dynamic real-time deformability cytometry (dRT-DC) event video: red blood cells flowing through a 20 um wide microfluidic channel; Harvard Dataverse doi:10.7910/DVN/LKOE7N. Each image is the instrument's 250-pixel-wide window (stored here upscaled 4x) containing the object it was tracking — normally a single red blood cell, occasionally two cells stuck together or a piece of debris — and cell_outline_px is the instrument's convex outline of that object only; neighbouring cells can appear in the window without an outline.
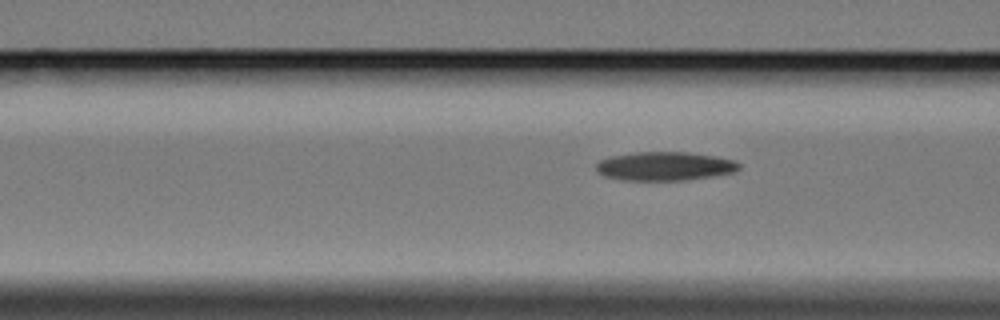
{"species": "Egyptian fruit bat (a non-hibernating species)", "species_latin": "Rousettus aegyptiacus", "temperature_condition": "cold", "stored_images_in_passage": 4, "camera_frame_rate_fps": 3000, "um_per_image_px": 0.085, "animal": {"sex": "female"}, "frame": {"image": 1, "passage_image": 3, "time_ms": 3.667, "image_size_px": [1000, 320], "cell_outline_px": [[740, 168], [732, 172], [712, 176], [684, 180], [624, 180], [604, 176], [596, 168], [596, 164], [600, 160], [612, 156], [632, 152], [688, 152], [716, 156], [736, 160], [740, 164]], "centroid_in_image_um": [56.52, 14.11], "position_along_channel_um": 110.1, "area_um2": 23.87}}